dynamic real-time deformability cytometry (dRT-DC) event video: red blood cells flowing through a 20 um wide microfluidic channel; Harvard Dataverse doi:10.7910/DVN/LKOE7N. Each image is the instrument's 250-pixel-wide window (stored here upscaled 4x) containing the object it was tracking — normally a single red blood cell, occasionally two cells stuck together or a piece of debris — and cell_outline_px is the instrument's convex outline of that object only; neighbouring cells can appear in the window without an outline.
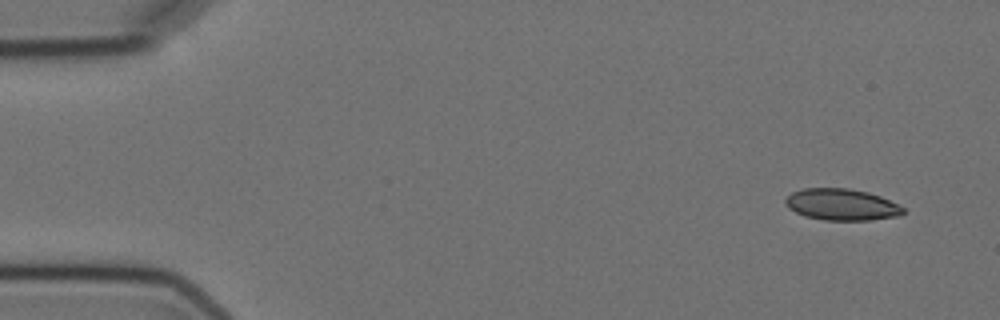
{"species": "Egyptian fruit bat (a non-hibernating species)", "species_latin": "Rousettus aegyptiacus", "temperature_condition": "cold", "stored_images_in_passage": 3, "camera_frame_rate_fps": 3000, "um_per_image_px": 0.085, "animal": {"sex": "female"}, "frame": {"image": 1, "passage_image": 1, "time_ms": 0.0, "image_size_px": [1000, 320], "cell_outline_px": [[904, 212], [900, 216], [872, 220], [824, 220], [804, 216], [788, 208], [784, 200], [792, 192], [804, 188], [848, 188], [868, 192], [880, 196], [904, 208]], "centroid_in_image_um": [71.53, 17.39], "position_along_channel_um": 13.5, "area_um2": 21.62}}